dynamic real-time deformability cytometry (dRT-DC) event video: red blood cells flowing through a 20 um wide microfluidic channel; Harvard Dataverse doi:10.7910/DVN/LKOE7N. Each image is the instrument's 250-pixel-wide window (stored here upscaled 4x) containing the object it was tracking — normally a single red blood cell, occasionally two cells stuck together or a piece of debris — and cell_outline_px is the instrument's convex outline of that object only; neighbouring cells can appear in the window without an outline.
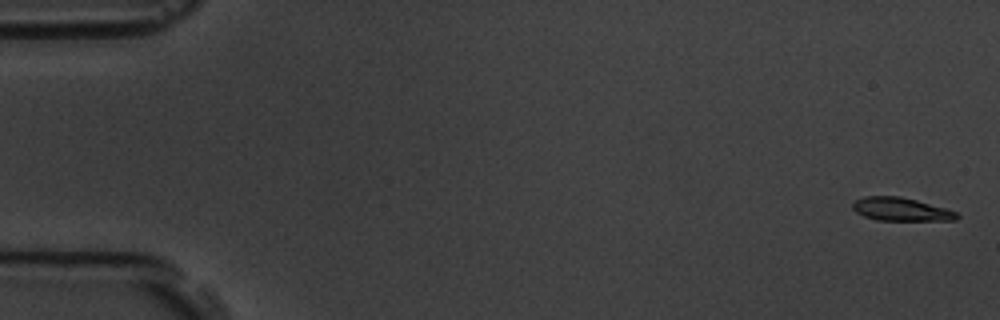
{"species": "common noctule bat (a hibernating species)", "species_latin": "Nyctalus noctula", "temperature_condition": "room temperature", "stored_images_in_passage": 5, "camera_frame_rate_fps": 3000, "um_per_image_px": 0.085, "animal": {"sex": "male", "body_mass_g": 19.5, "forearm_length_mm": 54.6}, "frame": {"image": 1, "passage_image": 1, "time_ms": 0.0, "image_size_px": [1000, 320], "cell_outline_px": [[960, 216], [956, 220], [876, 220], [864, 216], [856, 212], [852, 208], [852, 204], [856, 200], [864, 196], [900, 196], [916, 200], [944, 208], [956, 212]], "centroid_in_image_um": [76.55, 17.79], "position_along_channel_um": 8.4, "area_um2": 13.99}}
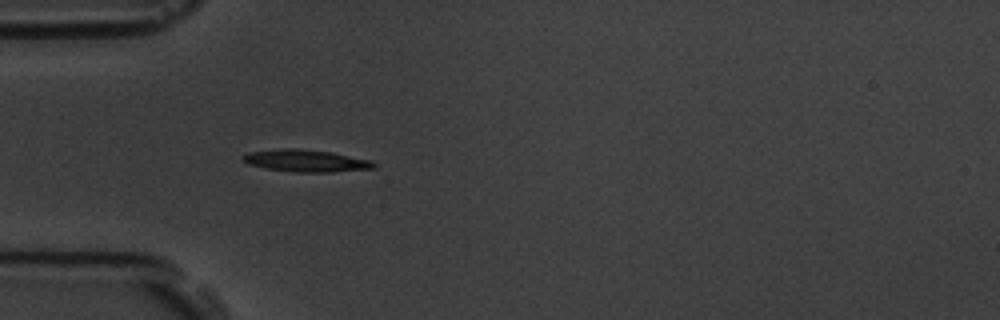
{"frame": {"image": 2, "passage_image": 5, "time_ms": 5.333, "image_size_px": [1000, 320], "cell_outline_px": [[376, 168], [332, 172], [296, 172], [264, 168], [248, 164], [240, 156], [248, 152], [284, 148], [296, 148], [332, 152], [372, 160], [376, 164]], "centroid_in_image_um": [26.02, 13.66], "position_along_channel_um": 59.0, "area_um2": 16.99}}